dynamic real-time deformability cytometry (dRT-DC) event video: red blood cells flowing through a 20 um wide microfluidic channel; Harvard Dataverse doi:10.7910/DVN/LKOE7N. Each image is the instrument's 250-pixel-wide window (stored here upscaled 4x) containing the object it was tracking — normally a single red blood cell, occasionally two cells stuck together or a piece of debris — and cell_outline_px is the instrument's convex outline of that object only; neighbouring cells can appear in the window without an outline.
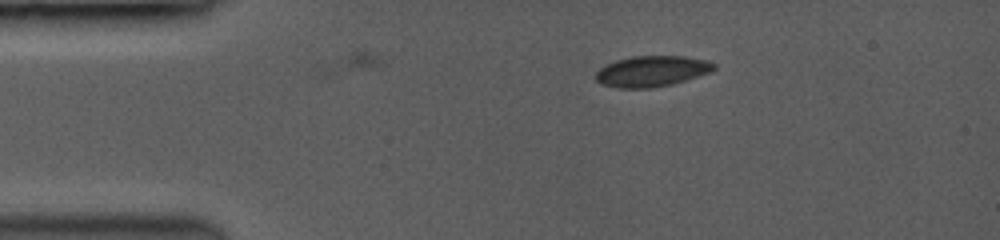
{"species": "common noctule bat (a hibernating species)", "species_latin": "Nyctalus noctula", "temperature_condition": "room temperature", "stored_images_in_passage": 3, "camera_frame_rate_fps": 3500, "um_per_image_px": 0.085, "animal": {"sex": "female", "body_mass_g": 19.0, "forearm_length_mm": 53.3}, "frame": {"image": 1, "passage_image": 1, "time_ms": 0.0, "image_size_px": [1000, 240], "cell_outline_px": [[716, 68], [708, 72], [672, 84], [648, 88], [620, 88], [604, 84], [596, 80], [596, 72], [600, 68], [608, 64], [620, 60], [636, 56], [680, 56], [704, 60], [716, 64]], "centroid_in_image_um": [55.4, 6.06], "position_along_channel_um": 29.6, "area_um2": 20.58}}
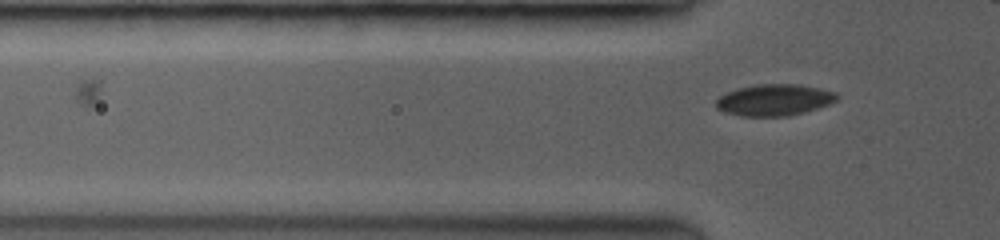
{"frame": {"image": 2, "passage_image": 3, "time_ms": 2.0, "image_size_px": [1000, 240], "cell_outline_px": [[840, 96], [836, 100], [828, 104], [804, 112], [788, 116], [744, 116], [724, 112], [716, 108], [716, 100], [720, 96], [728, 92], [740, 88], [760, 84], [792, 84], [816, 88], [836, 92]], "centroid_in_image_um": [65.8, 8.5], "position_along_channel_um": 60.0, "area_um2": 21.79}}